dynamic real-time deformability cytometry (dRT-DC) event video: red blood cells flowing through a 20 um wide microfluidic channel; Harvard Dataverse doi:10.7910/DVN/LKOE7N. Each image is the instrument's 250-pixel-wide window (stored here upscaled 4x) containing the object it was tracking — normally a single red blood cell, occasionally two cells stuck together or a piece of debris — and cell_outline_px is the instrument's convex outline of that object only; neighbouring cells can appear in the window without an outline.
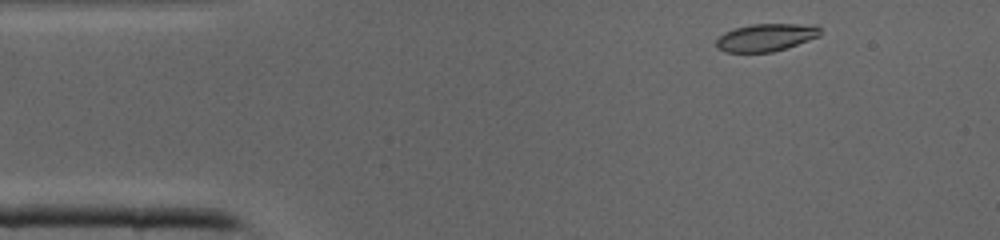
{"species": "common noctule bat (a hibernating species)", "species_latin": "Nyctalus noctula", "temperature_condition": "cold", "stored_images_in_passage": 37, "camera_frame_rate_fps": 3000, "um_per_image_px": 0.085, "animal": {"sex": "male", "body_mass_g": 19.0, "forearm_length_mm": 50.8}, "frame": {"image": 1, "passage_image": 1, "time_ms": 0.0, "image_size_px": [1000, 240], "cell_outline_px": [[820, 36], [772, 52], [724, 52], [716, 48], [716, 40], [724, 32], [736, 28], [752, 24], [816, 24], [820, 28]], "centroid_in_image_um": [65.09, 3.17], "position_along_channel_um": 19.9, "area_um2": 16.65}}
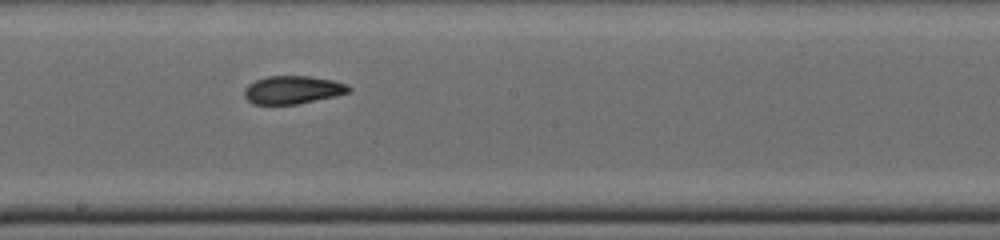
{"frame": {"image": 2, "passage_image": 18, "time_ms": 5.667, "image_size_px": [1000, 240], "cell_outline_px": [[352, 92], [296, 104], [252, 104], [244, 96], [244, 88], [248, 84], [256, 80], [268, 76], [312, 76], [336, 80], [348, 84], [352, 88]], "centroid_in_image_um": [24.91, 7.62], "position_along_channel_um": 223.3, "area_um2": 17.22}}
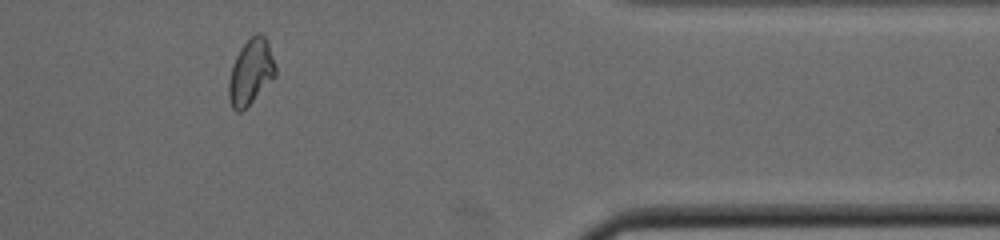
{"frame": {"image": 3, "passage_image": 30, "time_ms": 9.667, "image_size_px": [1000, 240], "cell_outline_px": [[276, 76], [240, 112], [236, 112], [232, 108], [228, 96], [228, 84], [232, 68], [236, 56], [240, 48], [256, 32], [260, 32], [268, 40], [276, 68]], "centroid_in_image_um": [21.32, 6.09], "position_along_channel_um": 390.1, "area_um2": 17.57}}